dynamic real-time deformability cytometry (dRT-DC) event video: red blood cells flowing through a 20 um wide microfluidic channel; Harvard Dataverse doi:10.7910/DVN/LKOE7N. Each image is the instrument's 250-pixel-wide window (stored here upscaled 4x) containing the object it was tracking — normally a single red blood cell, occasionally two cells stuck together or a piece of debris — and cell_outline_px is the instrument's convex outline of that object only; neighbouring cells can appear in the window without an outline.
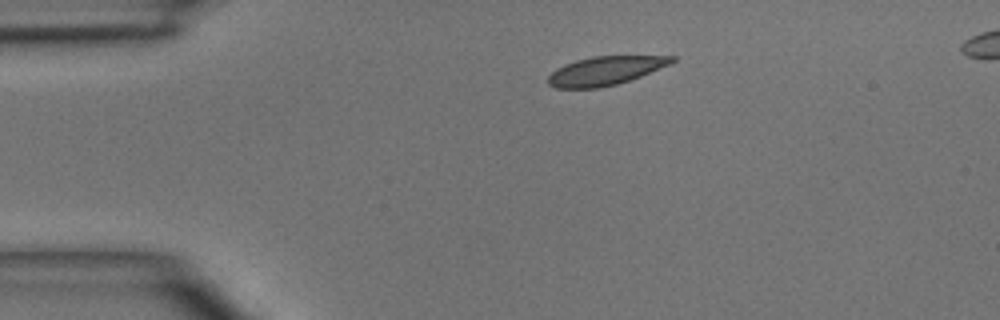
{"species": "common noctule bat (a hibernating species)", "species_latin": "Nyctalus noctula", "temperature_condition": "room temperature", "stored_images_in_passage": 3, "segment_of_instrument_passage": [1, 2], "camera_frame_rate_fps": 3000, "um_per_image_px": 0.085, "animal": {"sex": "male", "body_mass_g": 15.6}, "frame": {"image": 1, "passage_image": 1, "time_ms": 0.0, "image_size_px": [1000, 320], "cell_outline_px": [[676, 60], [672, 64], [640, 76], [616, 84], [600, 88], [556, 88], [548, 84], [548, 76], [556, 68], [564, 64], [576, 60], [592, 56], [676, 56]], "centroid_in_image_um": [51.45, 6.01], "position_along_channel_um": 33.6, "area_um2": 20.69}}